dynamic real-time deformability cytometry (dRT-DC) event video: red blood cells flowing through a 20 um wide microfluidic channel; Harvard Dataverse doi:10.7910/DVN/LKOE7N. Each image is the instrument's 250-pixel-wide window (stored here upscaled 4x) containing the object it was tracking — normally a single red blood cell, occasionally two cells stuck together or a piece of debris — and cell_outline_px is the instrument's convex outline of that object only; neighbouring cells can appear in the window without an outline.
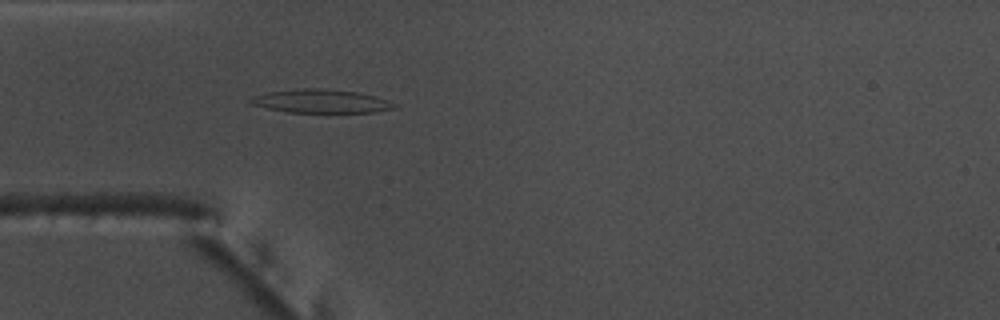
{"species": "common noctule bat (a hibernating species)", "species_latin": "Nyctalus noctula", "temperature_condition": "warm", "stored_images_in_passage": 26, "camera_frame_rate_fps": 3000, "um_per_image_px": 0.085, "animal": {"sex": "male", "body_mass_g": 17.5, "forearm_length_mm": 52.3}, "frame": {"image": 1, "passage_image": 15, "time_ms": 4.667, "image_size_px": [1000, 320], "cell_outline_px": [[396, 108], [376, 112], [288, 112], [268, 108], [252, 104], [248, 100], [252, 96], [268, 92], [296, 88], [320, 88], [356, 92], [388, 100], [396, 104]], "centroid_in_image_um": [27.26, 8.6], "position_along_channel_um": 57.7, "area_um2": 19.54}}
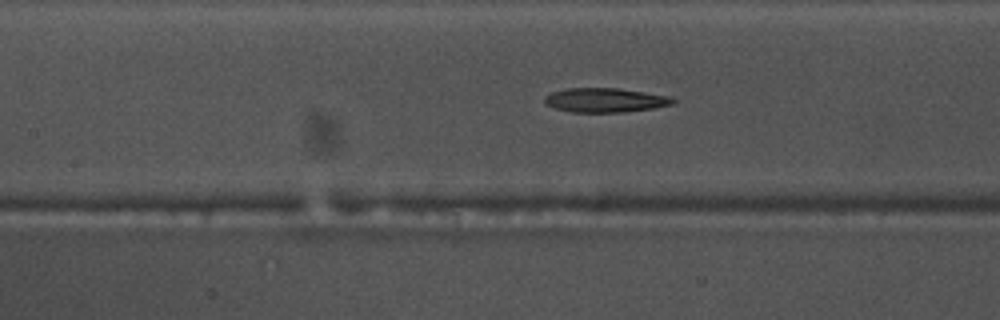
{"frame": {"image": 2, "passage_image": 23, "time_ms": 7.333, "image_size_px": [1000, 320], "cell_outline_px": [[676, 104], [652, 108], [624, 112], [568, 112], [552, 108], [544, 104], [544, 96], [552, 92], [568, 88], [616, 88], [644, 92], [668, 96], [676, 100]], "centroid_in_image_um": [51.39, 8.52], "position_along_channel_um": 156.0, "area_um2": 18.26}}
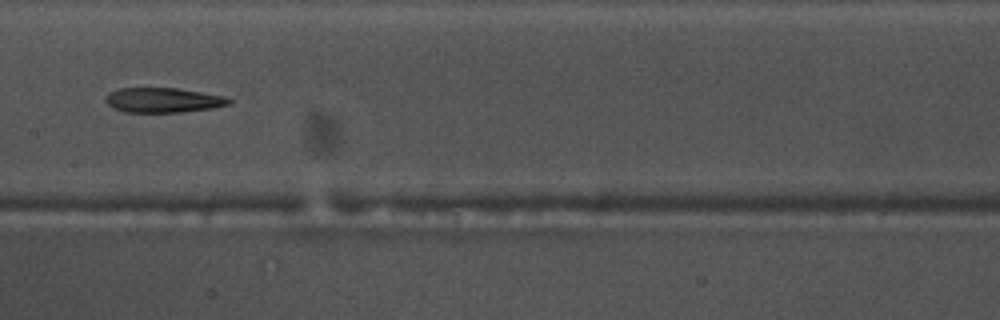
{"frame": {"image": 3, "passage_image": 26, "time_ms": 8.333, "image_size_px": [1000, 320], "cell_outline_px": [[232, 104], [212, 108], [180, 112], [124, 112], [112, 108], [104, 100], [108, 92], [120, 88], [176, 88], [224, 96], [232, 100]], "centroid_in_image_um": [13.84, 8.51], "position_along_channel_um": 193.6, "area_um2": 17.86}}